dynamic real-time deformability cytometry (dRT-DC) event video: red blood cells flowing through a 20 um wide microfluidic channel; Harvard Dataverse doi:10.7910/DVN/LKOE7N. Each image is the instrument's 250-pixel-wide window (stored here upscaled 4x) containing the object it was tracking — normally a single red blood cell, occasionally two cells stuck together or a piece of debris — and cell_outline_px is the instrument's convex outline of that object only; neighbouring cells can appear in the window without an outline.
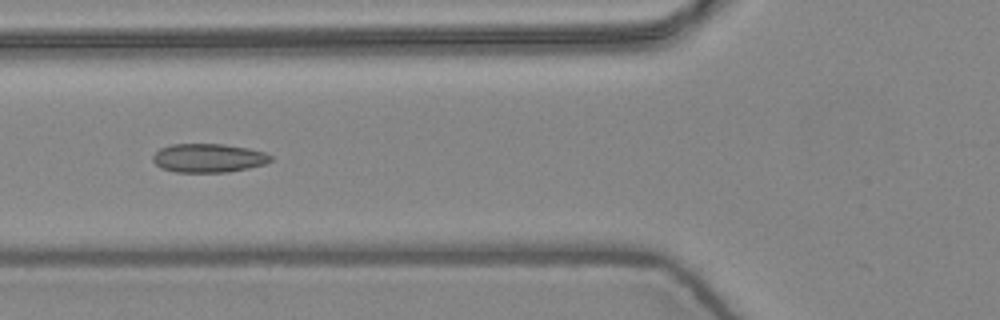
{"species": "common noctule bat (a hibernating species)", "species_latin": "Nyctalus noctula", "temperature_condition": "warm", "stored_images_in_passage": 7, "camera_frame_rate_fps": 3000, "um_per_image_px": 0.085, "animal": {"sex": "female", "body_mass_g": 24.6, "forearm_length_mm": 56.2}, "frame": {"image": 1, "passage_image": 6, "time_ms": 1.667, "image_size_px": [1000, 320], "cell_outline_px": [[272, 160], [264, 164], [248, 168], [228, 172], [176, 172], [160, 168], [152, 160], [152, 156], [160, 148], [172, 144], [224, 144], [248, 148], [264, 152], [272, 156]], "centroid_in_image_um": [17.7, 13.43], "position_along_channel_um": 108.1, "area_um2": 19.77}}
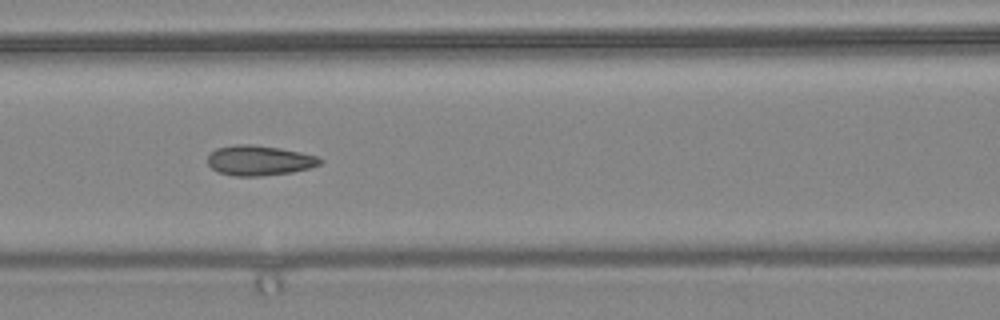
{"frame": {"image": 2, "passage_image": 7, "time_ms": 2.0, "image_size_px": [1000, 320], "cell_outline_px": [[324, 160], [320, 164], [312, 168], [292, 172], [260, 176], [236, 176], [220, 172], [212, 168], [208, 164], [208, 156], [216, 148], [240, 144], [248, 144], [280, 148], [320, 156]], "centroid_in_image_um": [22.1, 13.64], "position_along_channel_um": 144.5, "area_um2": 19.65}}